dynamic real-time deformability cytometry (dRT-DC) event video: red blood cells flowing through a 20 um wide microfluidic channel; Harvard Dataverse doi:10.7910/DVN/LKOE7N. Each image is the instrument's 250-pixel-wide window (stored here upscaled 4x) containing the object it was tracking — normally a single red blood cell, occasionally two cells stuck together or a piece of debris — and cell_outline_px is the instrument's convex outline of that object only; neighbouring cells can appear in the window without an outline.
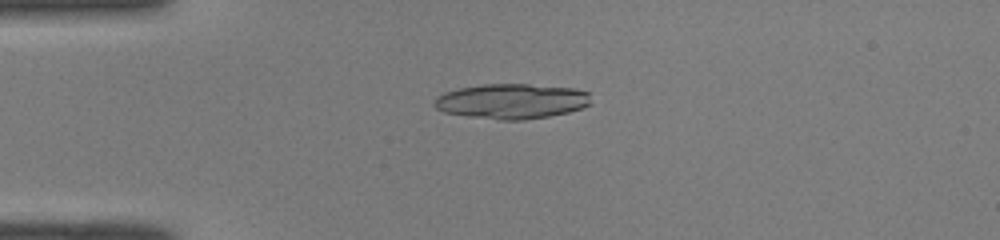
{"species": "common noctule bat (a hibernating species)", "species_latin": "Nyctalus noctula", "temperature_condition": "room temperature", "stored_images_in_passage": 38, "camera_frame_rate_fps": 3000, "um_per_image_px": 0.085, "animal": {"sex": "male", "body_mass_g": 19.0, "forearm_length_mm": 50.8}, "frame": {"image": 1, "passage_image": 1, "time_ms": 0.0, "image_size_px": [1000, 240], "cell_outline_px": [[592, 104], [568, 112], [548, 116], [524, 120], [500, 120], [468, 116], [444, 112], [436, 108], [432, 104], [436, 96], [444, 92], [460, 88], [484, 84], [528, 84], [576, 88], [588, 92]], "centroid_in_image_um": [43.49, 8.6], "position_along_channel_um": 41.5, "area_um2": 32.14}}